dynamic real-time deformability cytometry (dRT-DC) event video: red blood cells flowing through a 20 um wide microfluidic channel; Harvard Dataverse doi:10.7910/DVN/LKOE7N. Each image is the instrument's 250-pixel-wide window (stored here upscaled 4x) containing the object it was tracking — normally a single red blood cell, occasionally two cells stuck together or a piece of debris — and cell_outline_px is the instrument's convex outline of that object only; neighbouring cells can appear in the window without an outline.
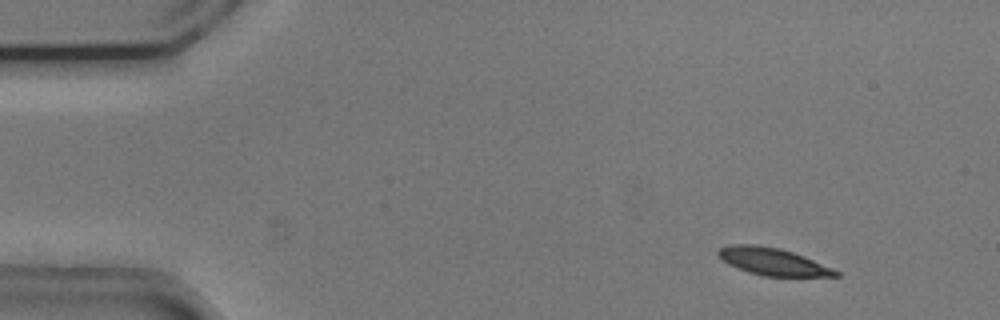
{"species": "common noctule bat (a hibernating species)", "species_latin": "Nyctalus noctula", "temperature_condition": "cold", "stored_images_in_passage": 54, "camera_frame_rate_fps": 3000, "um_per_image_px": 0.085, "animal": {"sex": "male", "body_mass_g": 20.5, "forearm_length_mm": 52.5}, "frame": {"image": 1, "passage_image": 6, "time_ms": 1.667, "image_size_px": [1000, 320], "cell_outline_px": [[840, 276], [764, 276], [748, 272], [728, 264], [716, 252], [720, 248], [732, 244], [756, 244], [780, 248], [804, 256], [832, 268], [840, 272]], "centroid_in_image_um": [65.69, 22.23], "position_along_channel_um": 19.3, "area_um2": 18.5}}
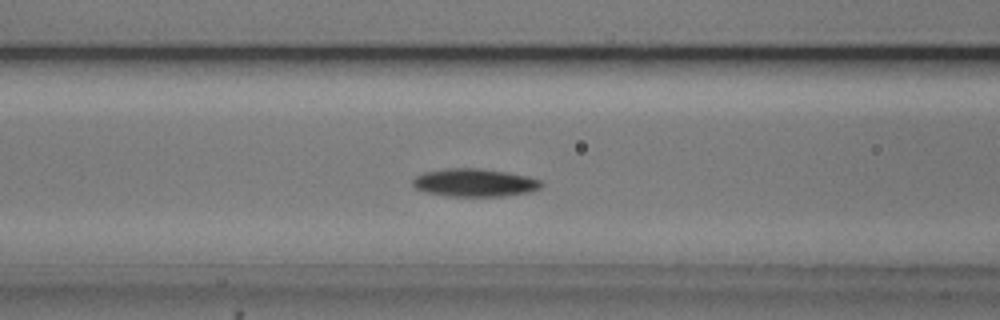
{"frame": {"image": 2, "passage_image": 22, "time_ms": 7.0, "image_size_px": [1000, 320], "cell_outline_px": [[544, 184], [540, 188], [532, 192], [504, 196], [448, 196], [424, 192], [416, 188], [412, 184], [412, 180], [416, 176], [424, 172], [444, 168], [480, 168], [528, 176], [540, 180]], "centroid_in_image_um": [40.34, 15.53], "position_along_channel_um": 126.3, "area_um2": 21.1}}
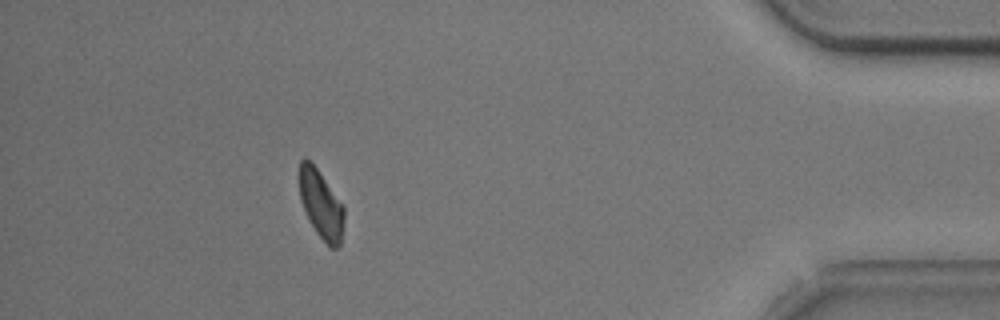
{"frame": {"image": 3, "passage_image": 49, "time_ms": 16.0, "image_size_px": [1000, 320], "cell_outline_px": [[344, 220], [340, 244], [336, 248], [328, 248], [316, 232], [300, 200], [300, 160], [304, 156], [316, 168], [344, 204]], "centroid_in_image_um": [27.31, 17.4], "position_along_channel_um": 407.9, "area_um2": 17.69}, "authors_computed_cell_mechanics": {"area_um2": 19.5653, "velocity_mm_per_s": 3.7072, "shape_relaxation_time_tau1_ms": 2.1014, "shape_relaxation_time_tau2_ms": null, "deformation_change_tau1": 0.1085, "deformation_change_tau2": null}}